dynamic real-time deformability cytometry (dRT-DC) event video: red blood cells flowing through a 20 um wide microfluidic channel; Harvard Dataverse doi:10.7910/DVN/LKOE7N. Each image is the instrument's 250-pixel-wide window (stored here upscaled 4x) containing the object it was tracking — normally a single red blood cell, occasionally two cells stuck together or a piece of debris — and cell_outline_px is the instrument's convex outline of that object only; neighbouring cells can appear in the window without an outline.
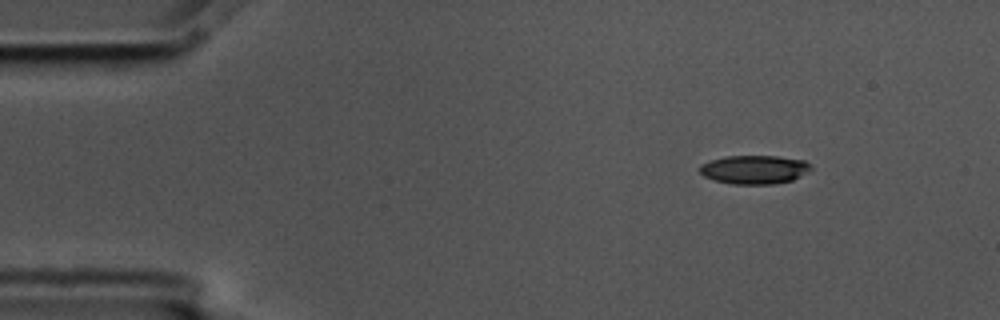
{"species": "common noctule bat (a hibernating species)", "species_latin": "Nyctalus noctula", "temperature_condition": "cold", "stored_images_in_passage": 8, "camera_frame_rate_fps": 3000, "um_per_image_px": 0.085, "animal": {"sex": "male", "body_mass_g": 17.5, "forearm_length_mm": 52.3}, "frame": {"image": 1, "passage_image": 1, "time_ms": 0.0, "image_size_px": [1000, 320], "cell_outline_px": [[812, 168], [800, 176], [792, 180], [776, 184], [732, 184], [712, 180], [704, 176], [700, 172], [700, 164], [712, 160], [728, 156], [776, 156], [804, 160]], "centroid_in_image_um": [64.1, 14.42], "position_along_channel_um": 20.9, "area_um2": 18.5}}
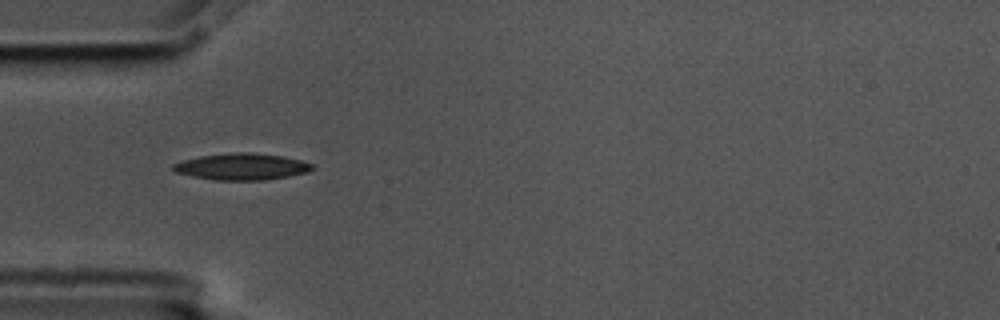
{"frame": {"image": 2, "passage_image": 4, "time_ms": 1.0, "image_size_px": [1000, 320], "cell_outline_px": [[312, 168], [308, 172], [288, 176], [264, 180], [216, 180], [192, 176], [176, 172], [172, 168], [172, 164], [184, 160], [200, 156], [236, 152], [248, 152], [284, 156], [300, 160], [312, 164]], "centroid_in_image_um": [20.54, 14.16], "position_along_channel_um": 64.5, "area_um2": 21.33}}